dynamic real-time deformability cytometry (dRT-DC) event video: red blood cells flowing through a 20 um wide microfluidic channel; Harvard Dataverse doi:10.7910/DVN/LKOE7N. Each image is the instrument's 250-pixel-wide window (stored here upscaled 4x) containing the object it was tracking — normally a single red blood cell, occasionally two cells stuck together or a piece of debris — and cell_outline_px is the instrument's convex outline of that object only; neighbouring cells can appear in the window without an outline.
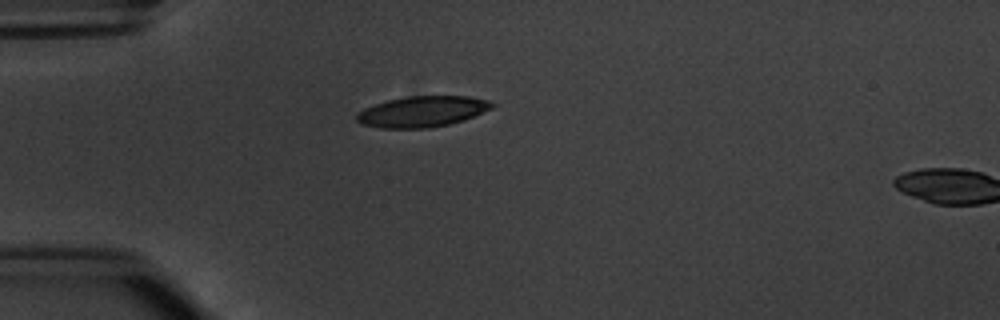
{"species": "common noctule bat (a hibernating species)", "species_latin": "Nyctalus noctula", "temperature_condition": "warm", "stored_images_in_passage": 2, "camera_frame_rate_fps": 3000, "um_per_image_px": 0.085, "animal": {"sex": "male", "body_mass_g": 20.1, "forearm_length_mm": 53.5}, "frame": {"image": 1, "passage_image": 1, "time_ms": 0.0, "image_size_px": [1000, 320], "cell_outline_px": [[496, 104], [492, 108], [464, 120], [448, 124], [428, 128], [380, 128], [360, 124], [356, 120], [356, 116], [364, 108], [388, 100], [408, 96], [468, 96], [488, 100]], "centroid_in_image_um": [35.9, 9.48], "position_along_channel_um": 49.1, "area_um2": 24.22}}